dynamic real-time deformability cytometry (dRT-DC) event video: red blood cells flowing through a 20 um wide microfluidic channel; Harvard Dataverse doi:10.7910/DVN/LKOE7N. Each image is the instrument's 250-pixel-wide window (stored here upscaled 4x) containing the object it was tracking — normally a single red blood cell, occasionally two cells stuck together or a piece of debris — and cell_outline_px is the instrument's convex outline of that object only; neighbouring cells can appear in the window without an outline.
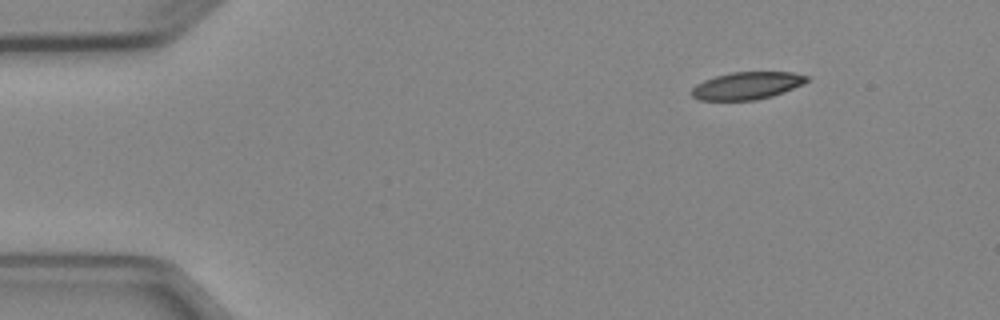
{"species": "Egyptian fruit bat (a non-hibernating species)", "species_latin": "Rousettus aegyptiacus", "temperature_condition": "cold", "stored_images_in_passage": 3, "camera_frame_rate_fps": 3000, "um_per_image_px": 0.085, "animal": {"sex": "female"}, "frame": {"image": 1, "passage_image": 1, "time_ms": 0.0, "image_size_px": [1000, 320], "cell_outline_px": [[808, 80], [804, 84], [784, 92], [772, 96], [756, 100], [700, 100], [692, 96], [692, 88], [696, 84], [704, 80], [716, 76], [732, 72], [792, 72], [808, 76]], "centroid_in_image_um": [63.51, 7.28], "position_along_channel_um": 21.5, "area_um2": 18.38}}